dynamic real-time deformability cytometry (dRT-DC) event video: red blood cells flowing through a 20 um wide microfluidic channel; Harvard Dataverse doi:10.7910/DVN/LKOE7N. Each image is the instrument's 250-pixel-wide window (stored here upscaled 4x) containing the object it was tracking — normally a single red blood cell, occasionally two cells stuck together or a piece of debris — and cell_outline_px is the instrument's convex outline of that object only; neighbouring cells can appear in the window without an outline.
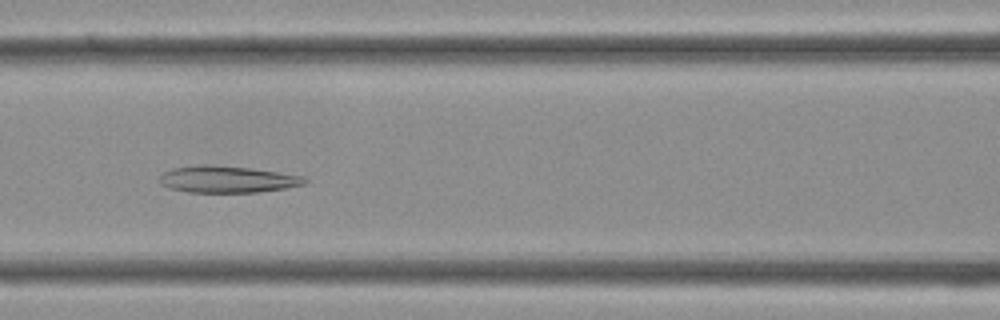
{"species": "Egyptian fruit bat (a non-hibernating species)", "species_latin": "Rousettus aegyptiacus", "temperature_condition": "cold", "stored_images_in_passage": 34, "camera_frame_rate_fps": 3000, "um_per_image_px": 0.085, "frame": {"image": 1, "passage_image": 14, "time_ms": 4.333, "image_size_px": [1000, 320], "cell_outline_px": [[308, 180], [304, 184], [284, 188], [260, 192], [188, 192], [168, 188], [160, 184], [160, 176], [164, 172], [172, 168], [204, 164], [208, 164], [252, 168], [304, 176]], "centroid_in_image_um": [19.31, 15.24], "position_along_channel_um": 147.3, "area_um2": 22.66}}
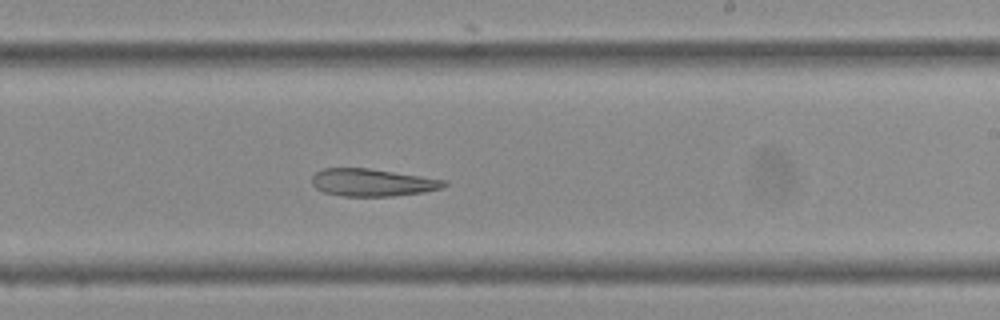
{"frame": {"image": 2, "passage_image": 20, "time_ms": 6.333, "image_size_px": [1000, 320], "cell_outline_px": [[448, 184], [440, 188], [424, 192], [392, 196], [340, 196], [324, 192], [316, 188], [312, 184], [312, 176], [316, 172], [324, 168], [368, 168], [448, 180]], "centroid_in_image_um": [31.65, 15.51], "position_along_channel_um": 257.4, "area_um2": 21.15}}
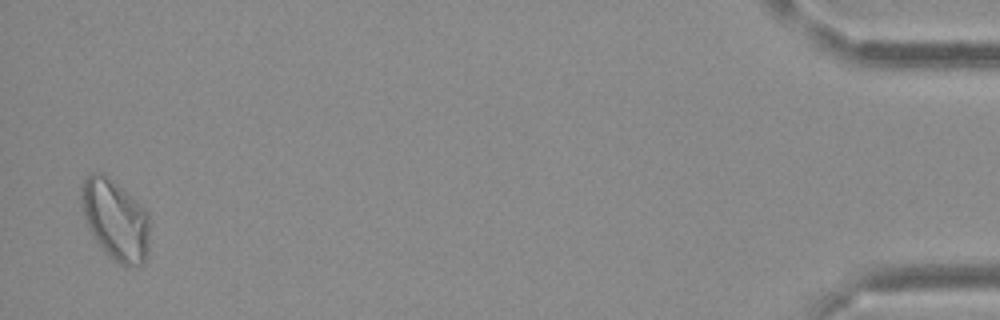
{"frame": {"image": 3, "passage_image": 34, "time_ms": 11.0, "image_size_px": [1000, 320], "cell_outline_px": [[148, 252], [144, 260], [140, 264], [132, 268], [124, 268], [108, 256], [100, 248], [88, 232], [80, 204], [80, 188], [84, 180], [92, 172], [104, 172], [128, 192], [148, 212]], "centroid_in_image_um": [9.76, 18.69], "position_along_channel_um": 425.4, "area_um2": 32.95}}